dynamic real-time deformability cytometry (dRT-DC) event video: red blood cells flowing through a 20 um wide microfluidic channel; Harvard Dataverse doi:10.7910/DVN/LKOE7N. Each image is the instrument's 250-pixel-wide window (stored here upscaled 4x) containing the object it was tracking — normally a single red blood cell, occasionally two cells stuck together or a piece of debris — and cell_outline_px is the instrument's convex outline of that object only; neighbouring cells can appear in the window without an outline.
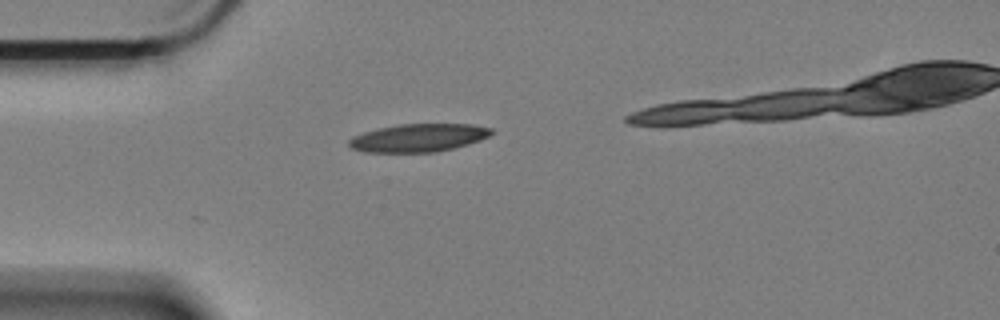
{"species": "Egyptian fruit bat (a non-hibernating species)", "species_latin": "Rousettus aegyptiacus", "temperature_condition": "cold", "stored_images_in_passage": 37, "camera_frame_rate_fps": 3000, "um_per_image_px": 0.085, "animal": {"sex": "female"}, "frame": {"image": 1, "passage_image": 1, "time_ms": 0.0, "image_size_px": [1000, 320], "cell_outline_px": [[496, 132], [480, 140], [468, 144], [436, 152], [364, 152], [352, 148], [348, 144], [348, 140], [352, 136], [376, 128], [400, 124], [472, 124], [492, 128]], "centroid_in_image_um": [35.57, 11.7], "position_along_channel_um": 49.4, "area_um2": 23.35}}
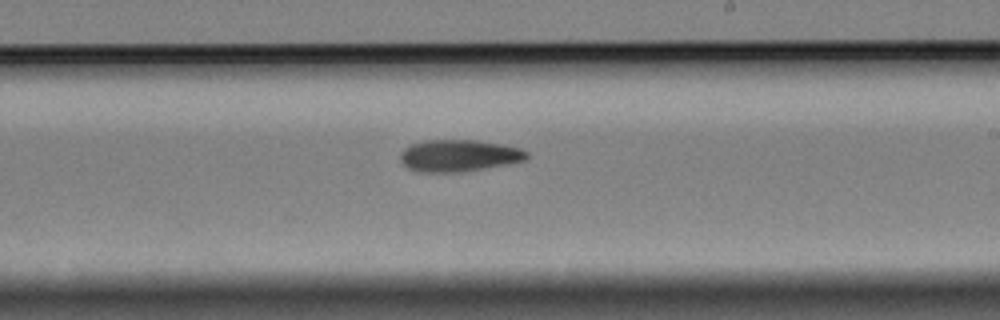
{"frame": {"image": 2, "passage_image": 20, "time_ms": 6.333, "image_size_px": [1000, 320], "cell_outline_px": [[528, 160], [508, 164], [464, 172], [416, 172], [408, 168], [400, 160], [400, 152], [408, 144], [424, 140], [476, 140], [500, 144], [520, 148], [528, 152]], "centroid_in_image_um": [38.98, 13.23], "position_along_channel_um": 250.0, "area_um2": 23.81}}
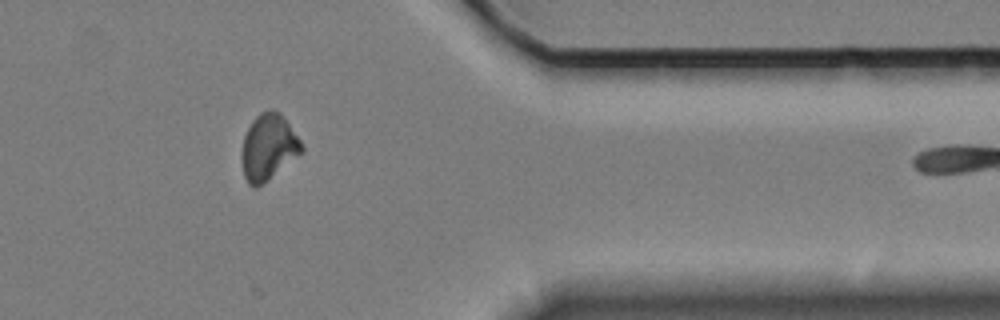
{"frame": {"image": 3, "passage_image": 34, "time_ms": 11.0, "image_size_px": [1000, 320], "cell_outline_px": [[304, 152], [256, 188], [252, 188], [248, 184], [244, 176], [240, 160], [240, 156], [244, 136], [252, 120], [260, 112], [268, 108], [280, 112], [300, 140], [304, 148]], "centroid_in_image_um": [22.79, 12.51], "position_along_channel_um": 388.6, "area_um2": 23.24}}